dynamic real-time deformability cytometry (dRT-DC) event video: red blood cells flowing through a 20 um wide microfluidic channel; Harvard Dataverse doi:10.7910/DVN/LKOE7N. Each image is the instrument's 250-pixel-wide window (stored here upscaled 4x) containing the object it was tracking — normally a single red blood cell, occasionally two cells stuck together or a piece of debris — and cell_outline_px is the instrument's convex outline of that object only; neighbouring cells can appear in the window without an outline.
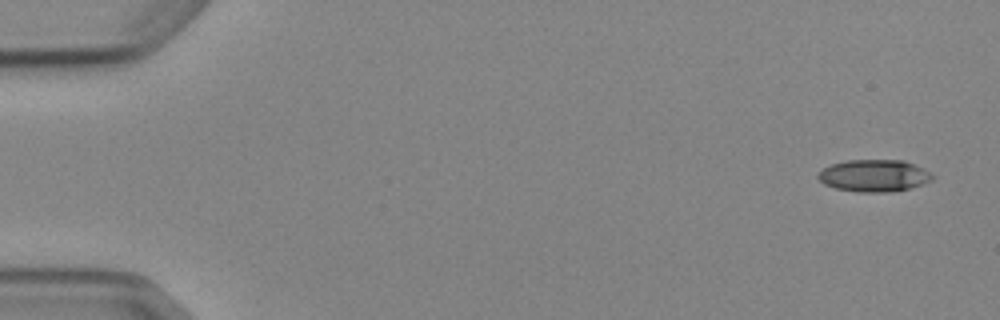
{"species": "Egyptian fruit bat (a non-hibernating species)", "species_latin": "Rousettus aegyptiacus", "temperature_condition": "cold", "stored_images_in_passage": 7, "camera_frame_rate_fps": 3000, "um_per_image_px": 0.085, "animal": {"sex": "female"}, "frame": {"image": 1, "passage_image": 1, "time_ms": 0.0, "image_size_px": [1000, 320], "cell_outline_px": [[936, 176], [932, 180], [924, 184], [908, 188], [888, 192], [860, 192], [836, 188], [824, 184], [816, 176], [824, 168], [832, 164], [848, 160], [904, 160], [924, 168]], "centroid_in_image_um": [74.34, 14.92], "position_along_channel_um": 10.7, "area_um2": 21.33}}
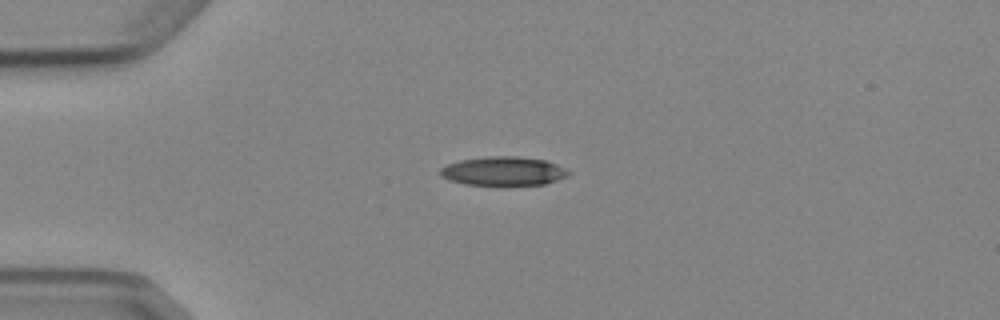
{"frame": {"image": 2, "passage_image": 4, "time_ms": 3.667, "image_size_px": [1000, 320], "cell_outline_px": [[572, 172], [568, 176], [544, 184], [464, 184], [448, 180], [440, 176], [440, 168], [448, 164], [460, 160], [488, 156], [520, 156], [544, 160], [556, 164]], "centroid_in_image_um": [42.77, 14.53], "position_along_channel_um": 42.2, "area_um2": 21.39}}
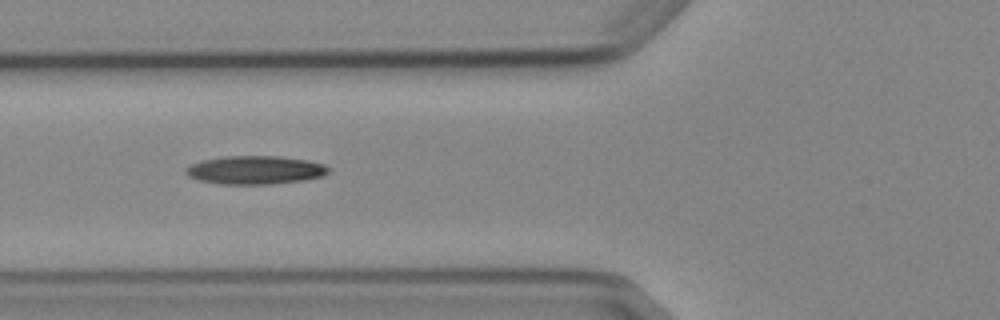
{"frame": {"image": 3, "passage_image": 6, "time_ms": 6.0, "image_size_px": [1000, 320], "cell_outline_px": [[328, 172], [324, 176], [304, 180], [272, 184], [220, 184], [200, 180], [188, 176], [184, 172], [184, 168], [200, 160], [224, 156], [280, 156], [308, 160], [324, 164], [328, 168]], "centroid_in_image_um": [21.67, 14.45], "position_along_channel_um": 104.1, "area_um2": 23.76}}